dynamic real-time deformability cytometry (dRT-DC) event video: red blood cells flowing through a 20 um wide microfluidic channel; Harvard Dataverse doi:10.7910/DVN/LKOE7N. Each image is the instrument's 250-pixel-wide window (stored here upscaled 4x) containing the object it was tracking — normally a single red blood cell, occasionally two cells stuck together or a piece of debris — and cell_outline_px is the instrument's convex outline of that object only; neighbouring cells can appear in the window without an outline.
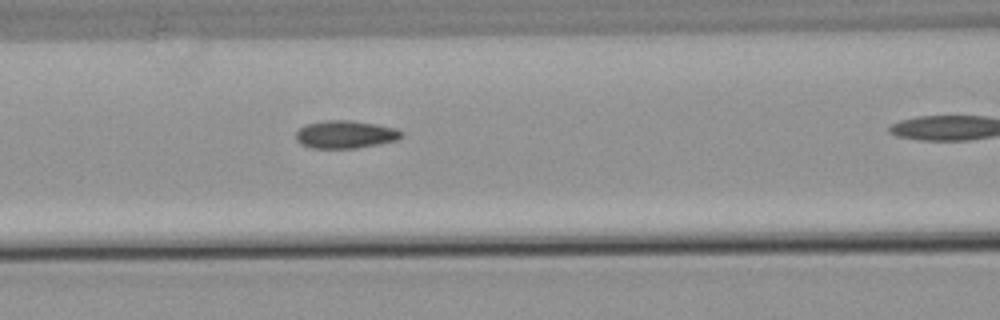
{"species": "common noctule bat (a hibernating species)", "species_latin": "Nyctalus noctula", "temperature_condition": "warm", "stored_images_in_passage": 32, "camera_frame_rate_fps": 3000, "um_per_image_px": 0.085, "animal": {"sex": "male", "body_mass_g": 21.5, "forearm_length_mm": 52.0}, "frame": {"image": 1, "passage_image": 12, "time_ms": 3.667, "image_size_px": [1000, 320], "cell_outline_px": [[404, 136], [396, 140], [380, 144], [356, 148], [312, 148], [300, 144], [296, 140], [296, 132], [300, 128], [308, 124], [324, 120], [348, 120], [376, 124], [396, 128], [404, 132]], "centroid_in_image_um": [29.38, 11.43], "position_along_channel_um": 137.2, "area_um2": 17.17}}
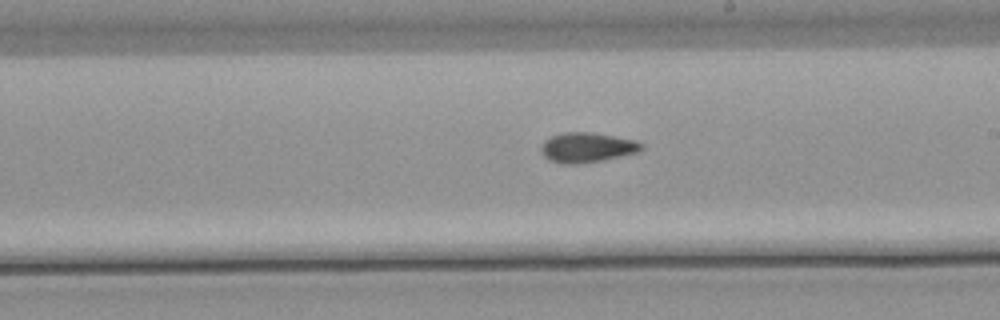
{"frame": {"image": 2, "passage_image": 20, "time_ms": 6.333, "image_size_px": [1000, 320], "cell_outline_px": [[644, 148], [636, 152], [600, 160], [576, 164], [560, 164], [548, 160], [544, 156], [540, 148], [544, 140], [552, 136], [564, 132], [592, 132], [636, 140], [644, 144]], "centroid_in_image_um": [49.87, 12.53], "position_along_channel_um": 239.1, "area_um2": 17.4}}
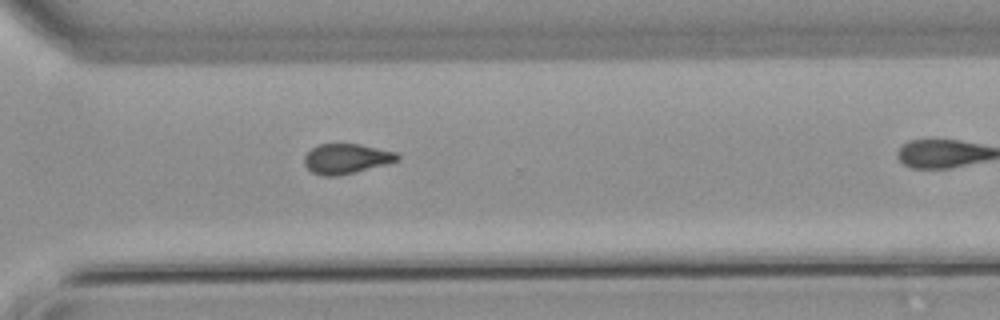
{"frame": {"image": 3, "passage_image": 28, "time_ms": 9.0, "image_size_px": [1000, 320], "cell_outline_px": [[400, 160], [388, 164], [336, 176], [324, 176], [312, 172], [304, 164], [304, 156], [312, 148], [320, 144], [360, 144], [396, 152], [400, 156]], "centroid_in_image_um": [29.46, 13.49], "position_along_channel_um": 341.1, "area_um2": 16.18}}